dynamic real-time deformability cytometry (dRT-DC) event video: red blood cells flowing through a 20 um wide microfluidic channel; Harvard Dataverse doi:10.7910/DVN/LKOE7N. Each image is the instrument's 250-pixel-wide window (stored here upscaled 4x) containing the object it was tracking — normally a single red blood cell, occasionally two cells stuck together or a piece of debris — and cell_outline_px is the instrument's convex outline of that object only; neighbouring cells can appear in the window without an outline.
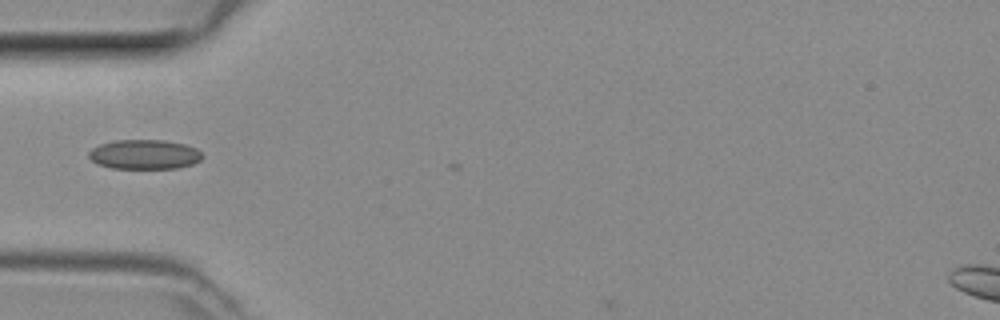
{"species": "common noctule bat (a hibernating species)", "species_latin": "Nyctalus noctula", "temperature_condition": "room temperature", "stored_images_in_passage": 3, "camera_frame_rate_fps": 3000, "um_per_image_px": 0.085, "animal": {"sex": "female", "body_mass_g": 29.2, "forearm_length_mm": 56.3}, "frame": {"image": 1, "passage_image": 1, "time_ms": 0.0, "image_size_px": [1000, 320], "cell_outline_px": [[204, 156], [200, 160], [192, 164], [176, 168], [112, 168], [100, 164], [92, 160], [88, 156], [88, 152], [92, 148], [100, 144], [116, 140], [164, 140], [184, 144], [196, 148]], "centroid_in_image_um": [12.28, 13.12], "position_along_channel_um": 72.7, "area_um2": 19.42}}